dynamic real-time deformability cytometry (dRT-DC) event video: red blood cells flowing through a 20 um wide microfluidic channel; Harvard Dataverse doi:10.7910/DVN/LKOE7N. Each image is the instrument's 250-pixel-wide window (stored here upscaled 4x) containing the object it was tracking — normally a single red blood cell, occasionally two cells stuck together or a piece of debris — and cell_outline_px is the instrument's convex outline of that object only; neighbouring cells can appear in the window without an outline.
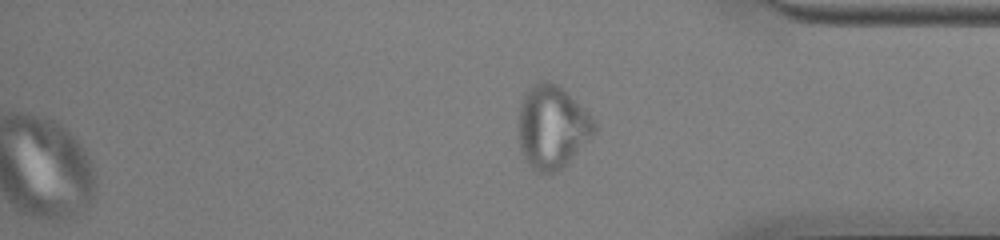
{"species": "common noctule bat (a hibernating species)", "species_latin": "Nyctalus noctula", "temperature_condition": "cold", "stored_images_in_passage": 47, "segment_of_instrument_passage": [2, 2], "camera_frame_rate_fps": 3000, "um_per_image_px": 0.085, "animal": {"sex": "male", "body_mass_g": 13.0, "forearm_length_mm": 53.1}, "frame": {"image": 1, "passage_image": 47, "time_ms": 15.333, "image_size_px": [1000, 240], "cell_outline_px": [[596, 128], [592, 136], [556, 172], [536, 172], [528, 164], [520, 148], [520, 104], [528, 88], [532, 84], [540, 80], [548, 80], [556, 84], [592, 116], [596, 124]], "centroid_in_image_um": [46.92, 10.77], "position_along_channel_um": 388.3, "area_um2": 35.84}}